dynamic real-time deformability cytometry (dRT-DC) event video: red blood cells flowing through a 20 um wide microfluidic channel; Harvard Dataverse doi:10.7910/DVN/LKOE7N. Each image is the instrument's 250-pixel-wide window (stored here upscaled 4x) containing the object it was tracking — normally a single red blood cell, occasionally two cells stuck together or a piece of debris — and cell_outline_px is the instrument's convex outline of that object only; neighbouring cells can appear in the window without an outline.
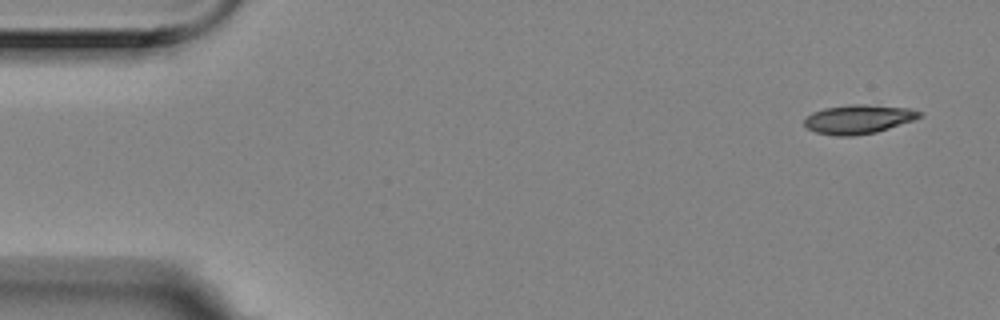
{"species": "Egyptian fruit bat (a non-hibernating species)", "species_latin": "Rousettus aegyptiacus", "temperature_condition": "room temperature", "stored_images_in_passage": 3, "camera_frame_rate_fps": 3000, "um_per_image_px": 0.085, "animal": {"sex": "female"}, "frame": {"image": 1, "passage_image": 1, "time_ms": 0.0, "image_size_px": [1000, 320], "cell_outline_px": [[924, 116], [876, 132], [852, 136], [836, 136], [816, 132], [808, 128], [804, 124], [804, 120], [812, 112], [824, 108], [848, 104], [864, 104], [908, 108], [920, 112]], "centroid_in_image_um": [72.94, 10.12], "position_along_channel_um": 12.1, "area_um2": 19.31}}